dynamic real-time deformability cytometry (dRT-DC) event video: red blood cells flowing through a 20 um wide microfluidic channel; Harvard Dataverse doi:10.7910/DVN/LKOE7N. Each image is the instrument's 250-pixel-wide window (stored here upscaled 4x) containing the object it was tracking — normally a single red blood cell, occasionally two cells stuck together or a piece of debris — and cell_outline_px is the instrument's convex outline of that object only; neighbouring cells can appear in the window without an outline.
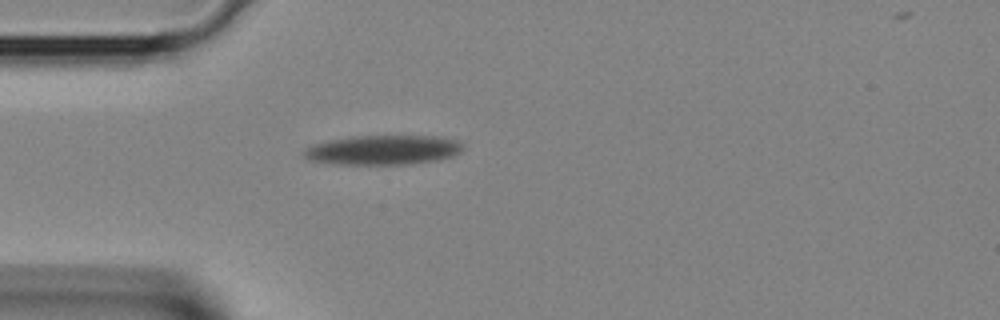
{"species": "Egyptian fruit bat (a non-hibernating species)", "species_latin": "Rousettus aegyptiacus", "temperature_condition": "room temperature", "stored_images_in_passage": 32, "camera_frame_rate_fps": 3000, "um_per_image_px": 0.085, "animal": {"sex": "female"}, "frame": {"image": 1, "passage_image": 1, "time_ms": 0.0, "image_size_px": [1000, 320], "cell_outline_px": [[464, 148], [460, 152], [452, 156], [436, 160], [412, 164], [332, 164], [308, 160], [304, 156], [304, 148], [328, 140], [352, 136], [436, 136], [460, 140]], "centroid_in_image_um": [32.57, 12.74], "position_along_channel_um": 52.4, "area_um2": 27.51}}
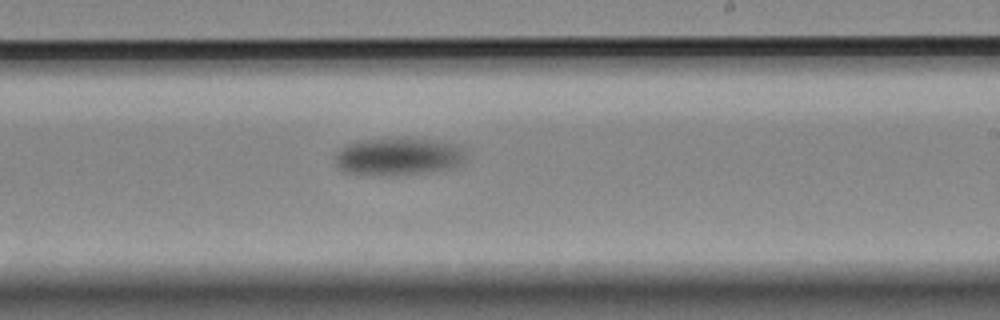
{"frame": {"image": 2, "passage_image": 14, "time_ms": 4.333, "image_size_px": [1000, 320], "cell_outline_px": [[464, 160], [460, 164], [452, 168], [428, 172], [400, 176], [360, 176], [344, 172], [336, 168], [336, 152], [340, 148], [348, 144], [364, 140], [400, 136], [448, 140], [464, 144]], "centroid_in_image_um": [33.9, 13.29], "position_along_channel_um": 255.1, "area_um2": 30.4}}
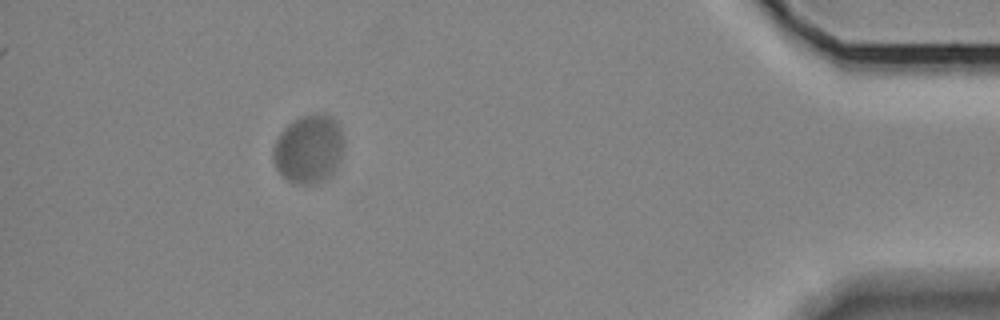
{"frame": {"image": 3, "passage_image": 27, "time_ms": 8.667, "image_size_px": [1000, 320], "cell_outline_px": [[344, 144], [340, 160], [336, 172], [324, 180], [312, 184], [292, 184], [276, 168], [272, 156], [272, 148], [280, 132], [288, 124], [300, 116], [312, 112], [316, 112], [332, 116], [336, 120], [340, 128], [344, 140]], "centroid_in_image_um": [26.26, 12.65], "position_along_channel_um": 408.9, "area_um2": 28.78}}